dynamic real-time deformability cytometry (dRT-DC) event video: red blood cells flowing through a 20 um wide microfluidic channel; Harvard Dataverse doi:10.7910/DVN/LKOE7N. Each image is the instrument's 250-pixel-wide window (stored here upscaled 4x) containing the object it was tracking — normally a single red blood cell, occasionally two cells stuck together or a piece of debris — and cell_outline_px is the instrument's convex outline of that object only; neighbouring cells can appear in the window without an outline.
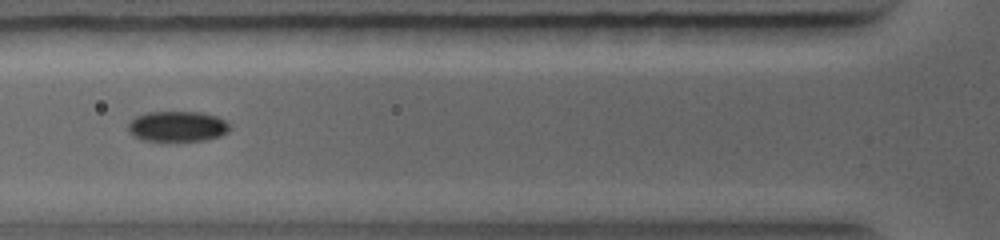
{"species": "common noctule bat (a hibernating species)", "species_latin": "Nyctalus noctula", "temperature_condition": "warm", "stored_images_in_passage": 6, "camera_frame_rate_fps": 5000, "um_per_image_px": 0.085, "animal": {"sex": "female", "body_mass_g": 19.0, "forearm_length_mm": 56.7}, "frame": {"image": 1, "passage_image": 5, "time_ms": 2.4, "image_size_px": [1000, 240], "cell_outline_px": [[232, 128], [228, 132], [220, 136], [204, 140], [144, 140], [128, 132], [128, 124], [136, 116], [144, 112], [200, 112], [216, 116], [224, 120]], "centroid_in_image_um": [15.09, 10.73], "position_along_channel_um": 110.7, "area_um2": 17.86}}